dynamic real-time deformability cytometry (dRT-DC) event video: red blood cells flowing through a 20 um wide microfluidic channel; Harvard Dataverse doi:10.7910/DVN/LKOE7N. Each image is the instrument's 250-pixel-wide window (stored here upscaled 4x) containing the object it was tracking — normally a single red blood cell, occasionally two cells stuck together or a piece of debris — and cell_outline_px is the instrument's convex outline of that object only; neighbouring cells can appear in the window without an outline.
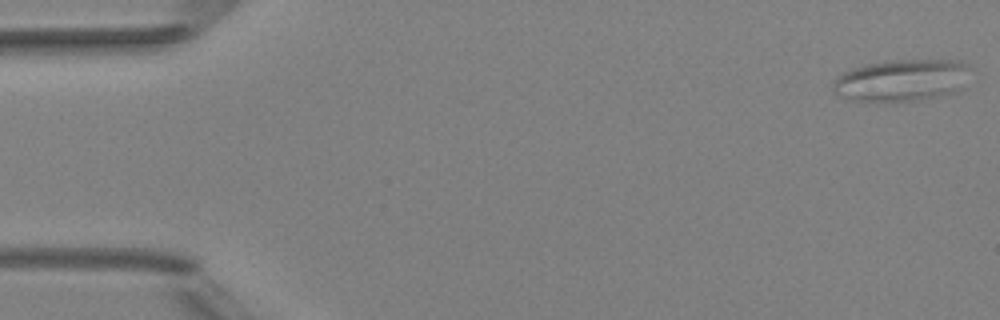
{"species": "Egyptian fruit bat (a non-hibernating species)", "species_latin": "Rousettus aegyptiacus", "temperature_condition": "room temperature", "stored_images_in_passage": 5, "camera_frame_rate_fps": 3000, "um_per_image_px": 0.085, "animal": {"sex": "female"}, "frame": {"image": 1, "passage_image": 1, "time_ms": 0.0, "image_size_px": [1000, 320], "cell_outline_px": [[972, 68], [964, 88], [960, 92], [940, 96], [916, 100], [848, 100], [836, 96], [832, 92], [832, 80], [836, 76], [848, 68], [864, 64], [888, 60], [960, 60], [968, 64]], "centroid_in_image_um": [76.64, 6.8], "position_along_channel_um": 8.4, "area_um2": 34.45}}
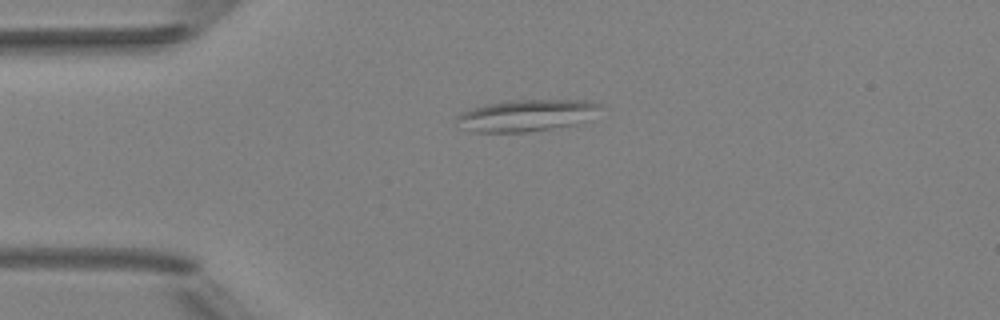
{"frame": {"image": 2, "passage_image": 4, "time_ms": 3.667, "image_size_px": [1000, 320], "cell_outline_px": [[604, 108], [576, 124], [528, 132], [472, 132], [456, 128], [456, 116], [460, 112], [484, 104], [508, 100], [588, 100], [600, 104]], "centroid_in_image_um": [44.65, 9.81], "position_along_channel_um": 40.3, "area_um2": 26.88}}